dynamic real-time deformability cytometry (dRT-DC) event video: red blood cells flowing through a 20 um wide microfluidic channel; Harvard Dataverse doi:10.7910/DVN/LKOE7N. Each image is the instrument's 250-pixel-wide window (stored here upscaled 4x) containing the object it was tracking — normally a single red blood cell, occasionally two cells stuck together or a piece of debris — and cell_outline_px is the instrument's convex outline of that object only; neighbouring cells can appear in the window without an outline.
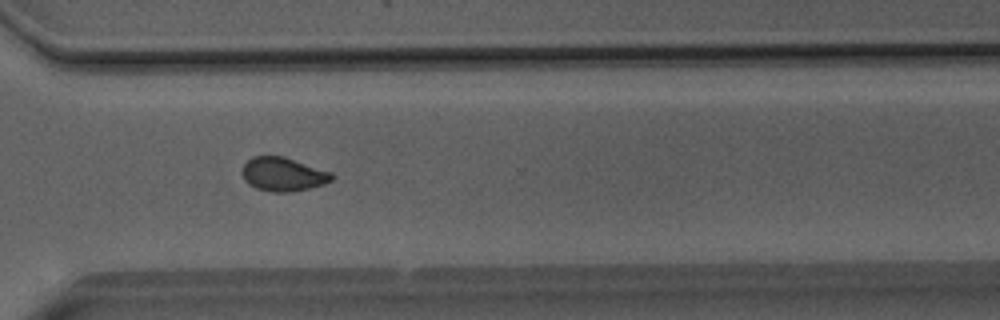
{"species": "Egyptian fruit bat (a non-hibernating species)", "species_latin": "Rousettus aegyptiacus", "temperature_condition": "room temperature", "stored_images_in_passage": 51, "camera_frame_rate_fps": 3000, "um_per_image_px": 0.085, "animal": {"sex": "male"}, "frame": {"image": 1, "passage_image": 38, "time_ms": 12.333, "image_size_px": [1000, 320], "cell_outline_px": [[336, 176], [332, 180], [324, 184], [308, 188], [288, 192], [272, 192], [256, 188], [248, 184], [244, 180], [240, 172], [244, 164], [252, 156], [284, 156], [332, 172]], "centroid_in_image_um": [24.05, 14.8], "position_along_channel_um": 346.5, "area_um2": 17.8}}
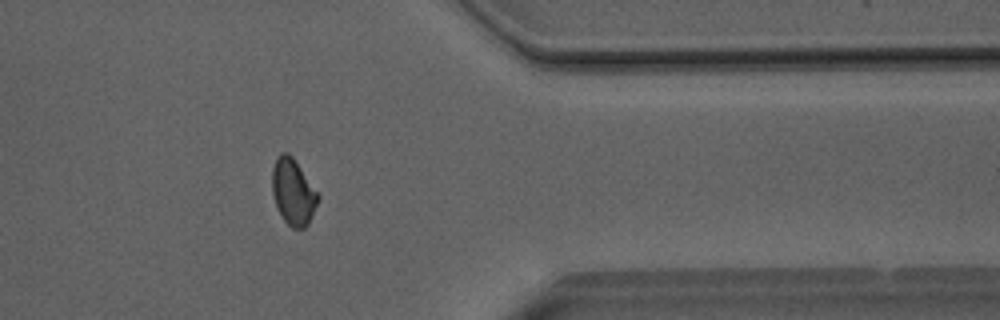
{"frame": {"image": 2, "passage_image": 42, "time_ms": 13.667, "image_size_px": [1000, 320], "cell_outline_px": [[320, 196], [312, 216], [308, 224], [304, 228], [292, 228], [284, 220], [276, 204], [272, 192], [272, 168], [276, 156], [280, 152], [288, 152], [292, 156]], "centroid_in_image_um": [24.9, 16.29], "position_along_channel_um": 386.5, "area_um2": 17.51}}
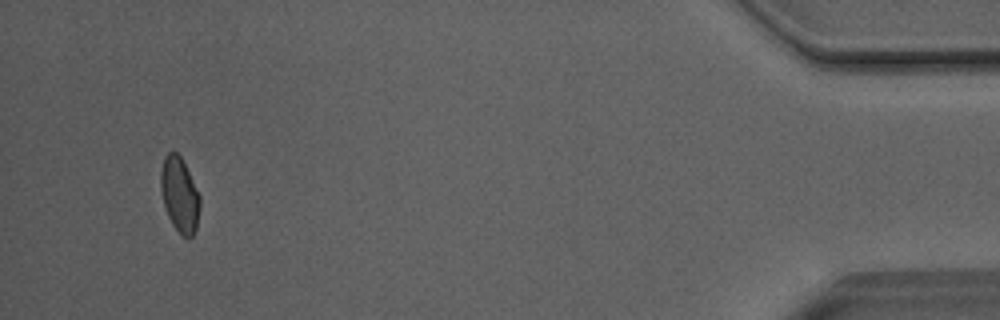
{"frame": {"image": 3, "passage_image": 49, "time_ms": 16.0, "image_size_px": [1000, 320], "cell_outline_px": [[200, 208], [196, 228], [192, 236], [184, 236], [172, 224], [168, 216], [164, 204], [160, 188], [160, 172], [164, 156], [168, 152], [176, 152], [180, 156], [200, 196]], "centroid_in_image_um": [15.25, 16.53], "position_along_channel_um": 419.9, "area_um2": 16.82}, "authors_computed_cell_mechanics": {"area_um2": 17.9758, "velocity_mm_per_s": 4.0576, "shape_relaxation_time_tau1_ms": 6.6097, "shape_relaxation_time_tau2_ms": 1.8842, "deformation_change_tau1": 0.1116, "deformation_change_tau2": 0.0606}}